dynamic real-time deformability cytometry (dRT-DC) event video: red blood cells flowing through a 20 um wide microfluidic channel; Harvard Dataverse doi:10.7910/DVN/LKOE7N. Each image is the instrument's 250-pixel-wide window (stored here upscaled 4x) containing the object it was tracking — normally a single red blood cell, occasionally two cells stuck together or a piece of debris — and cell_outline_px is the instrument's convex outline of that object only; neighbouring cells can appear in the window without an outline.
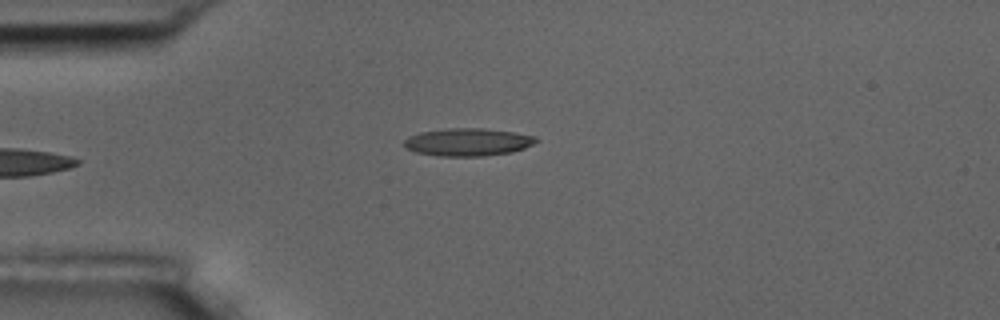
{"species": "common noctule bat (a hibernating species)", "species_latin": "Nyctalus noctula", "temperature_condition": "room temperature", "stored_images_in_passage": 3, "camera_frame_rate_fps": 3000, "um_per_image_px": 0.085, "animal": {"sex": "male", "body_mass_g": 17.5, "forearm_length_mm": 52.3}, "frame": {"image": 1, "passage_image": 3, "time_ms": 2.333, "image_size_px": [1000, 320], "cell_outline_px": [[540, 140], [524, 148], [512, 152], [484, 156], [436, 156], [416, 152], [404, 148], [404, 140], [408, 136], [420, 132], [448, 128], [484, 128], [512, 132], [536, 136]], "centroid_in_image_um": [39.75, 12.08], "position_along_channel_um": 45.3, "area_um2": 21.44}}